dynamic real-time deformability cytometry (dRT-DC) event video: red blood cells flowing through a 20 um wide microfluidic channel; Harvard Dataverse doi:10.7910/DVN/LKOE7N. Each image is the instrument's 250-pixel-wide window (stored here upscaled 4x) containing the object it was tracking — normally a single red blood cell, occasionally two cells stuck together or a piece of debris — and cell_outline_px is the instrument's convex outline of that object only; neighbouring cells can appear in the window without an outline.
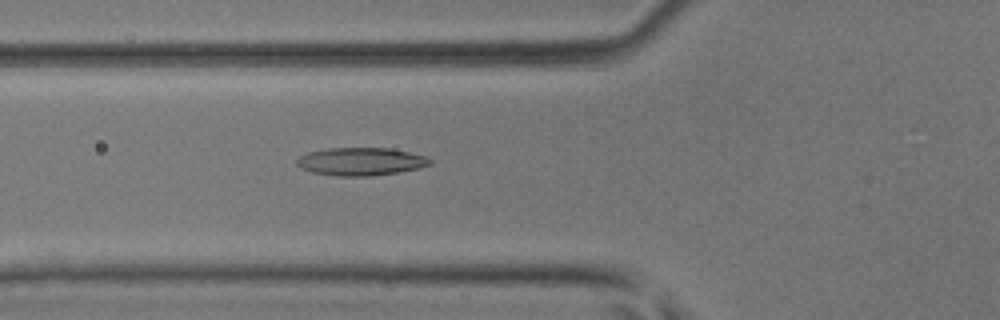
{"species": "common noctule bat (a hibernating species)", "species_latin": "Nyctalus noctula", "temperature_condition": "room temperature", "stored_images_in_passage": 22, "camera_frame_rate_fps": 3000, "um_per_image_px": 0.085, "animal": {"sex": "male", "body_mass_g": 17.9, "forearm_length_mm": 54.2}, "frame": {"image": 1, "passage_image": 18, "time_ms": 5.667, "image_size_px": [1000, 320], "cell_outline_px": [[432, 164], [420, 168], [396, 172], [368, 176], [340, 176], [312, 172], [300, 168], [296, 164], [296, 160], [300, 156], [308, 152], [328, 148], [392, 148], [428, 156], [432, 160]], "centroid_in_image_um": [30.7, 13.72], "position_along_channel_um": 95.1, "area_um2": 21.73}}
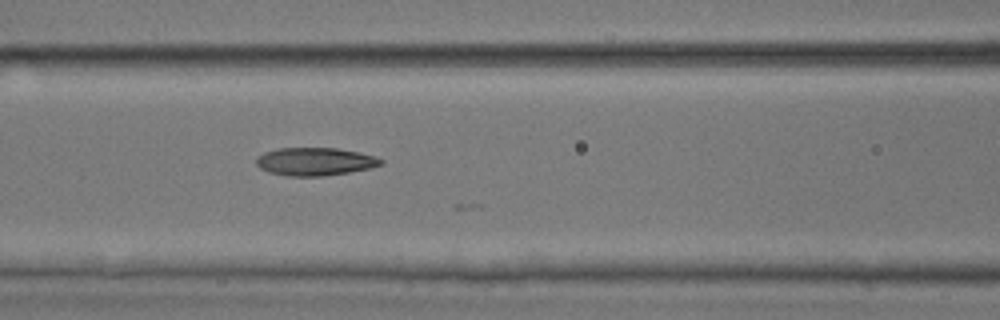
{"frame": {"image": 2, "passage_image": 21, "time_ms": 6.667, "image_size_px": [1000, 320], "cell_outline_px": [[384, 164], [372, 168], [324, 176], [288, 176], [268, 172], [260, 168], [256, 164], [256, 156], [264, 152], [276, 148], [336, 148], [360, 152], [376, 156], [384, 160]], "centroid_in_image_um": [26.79, 13.73], "position_along_channel_um": 139.8, "area_um2": 20.58}}